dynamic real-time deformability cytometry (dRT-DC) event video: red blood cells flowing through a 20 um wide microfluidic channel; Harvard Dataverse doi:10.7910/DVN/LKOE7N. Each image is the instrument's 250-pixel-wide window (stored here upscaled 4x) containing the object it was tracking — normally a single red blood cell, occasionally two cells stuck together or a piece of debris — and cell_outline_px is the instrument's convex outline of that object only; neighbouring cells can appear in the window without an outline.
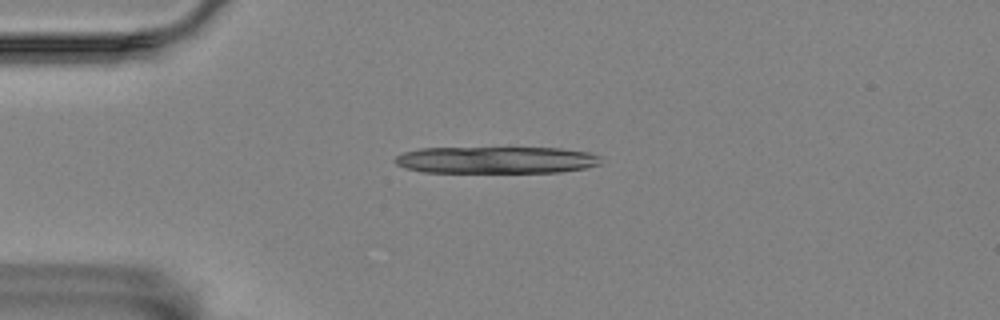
{"species": "Egyptian fruit bat (a non-hibernating species)", "species_latin": "Rousettus aegyptiacus", "temperature_condition": "room temperature", "stored_images_in_passage": 2, "camera_frame_rate_fps": 3000, "um_per_image_px": 0.085, "animal": {"sex": "female"}, "frame": {"image": 1, "passage_image": 1, "time_ms": 0.0, "image_size_px": [1000, 320], "cell_outline_px": [[600, 164], [584, 168], [560, 172], [420, 172], [404, 168], [396, 164], [392, 160], [396, 156], [404, 152], [420, 148], [560, 148], [588, 152], [600, 156]], "centroid_in_image_um": [42.12, 13.6], "position_along_channel_um": 42.9, "area_um2": 32.37}}